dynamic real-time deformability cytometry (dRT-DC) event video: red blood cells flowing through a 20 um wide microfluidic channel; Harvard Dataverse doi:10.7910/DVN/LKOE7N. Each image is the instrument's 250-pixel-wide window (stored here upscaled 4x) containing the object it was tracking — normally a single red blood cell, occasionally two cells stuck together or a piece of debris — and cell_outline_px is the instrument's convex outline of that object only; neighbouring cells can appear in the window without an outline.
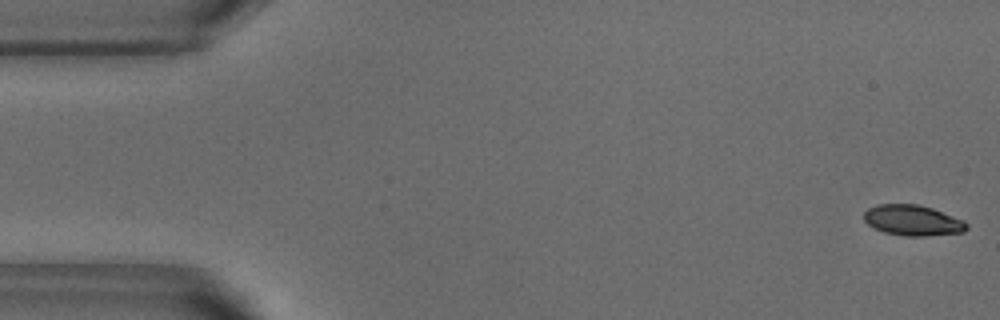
{"species": "common noctule bat (a hibernating species)", "species_latin": "Nyctalus noctula", "temperature_condition": "warm", "stored_images_in_passage": 52, "camera_frame_rate_fps": 3000, "um_per_image_px": 0.085, "animal": {"sex": "male", "body_mass_g": 18.8}, "frame": {"image": 1, "passage_image": 1, "time_ms": 0.0, "image_size_px": [1000, 320], "cell_outline_px": [[968, 228], [964, 232], [928, 236], [904, 236], [884, 232], [868, 224], [864, 220], [864, 212], [868, 208], [876, 204], [916, 204], [932, 208], [964, 220], [968, 224]], "centroid_in_image_um": [77.59, 18.73], "position_along_channel_um": 7.4, "area_um2": 18.38}}
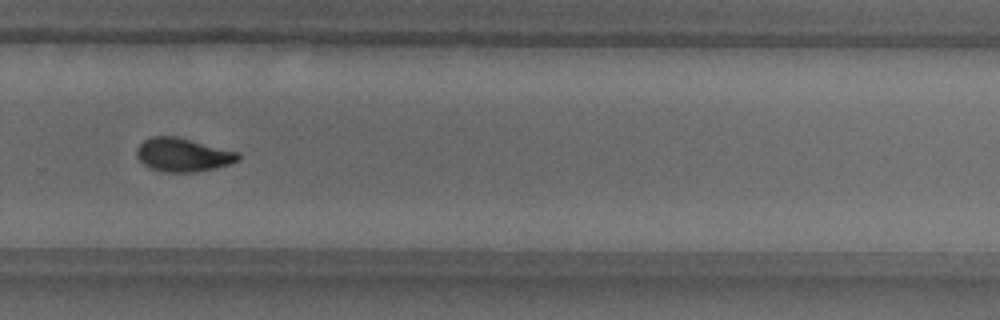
{"frame": {"image": 2, "passage_image": 35, "time_ms": 11.333, "image_size_px": [1000, 320], "cell_outline_px": [[240, 160], [216, 168], [196, 172], [164, 172], [148, 168], [136, 156], [136, 148], [144, 140], [152, 136], [176, 136], [240, 152]], "centroid_in_image_um": [15.55, 13.16], "position_along_channel_um": 314.3, "area_um2": 20.0}}
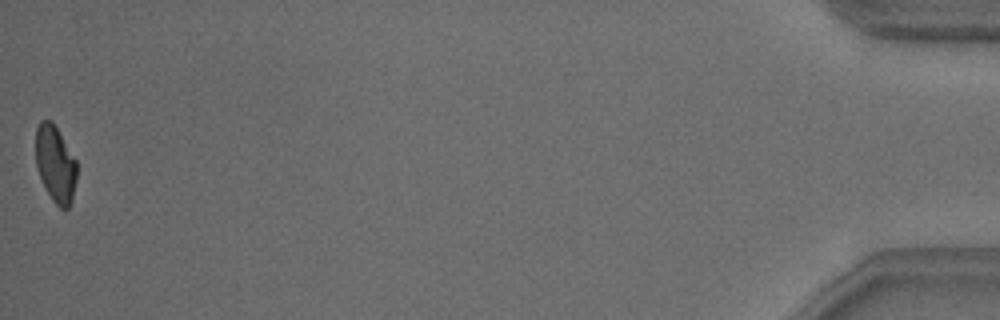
{"frame": {"image": 3, "passage_image": 52, "time_ms": 17.0, "image_size_px": [1000, 320], "cell_outline_px": [[76, 180], [72, 200], [68, 208], [60, 208], [52, 200], [44, 188], [36, 164], [36, 128], [40, 120], [52, 120], [76, 160]], "centroid_in_image_um": [4.7, 13.94], "position_along_channel_um": 430.5, "area_um2": 18.32}, "authors_computed_cell_mechanics": {"area_um2": 19.7098, "velocity_mm_per_s": 3.8325, "shape_relaxation_time_tau1_ms": 3.2872, "shape_relaxation_time_tau2_ms": 3.1267, "deformation_change_tau1": 0.165, "deformation_change_tau2": 0.0757}}